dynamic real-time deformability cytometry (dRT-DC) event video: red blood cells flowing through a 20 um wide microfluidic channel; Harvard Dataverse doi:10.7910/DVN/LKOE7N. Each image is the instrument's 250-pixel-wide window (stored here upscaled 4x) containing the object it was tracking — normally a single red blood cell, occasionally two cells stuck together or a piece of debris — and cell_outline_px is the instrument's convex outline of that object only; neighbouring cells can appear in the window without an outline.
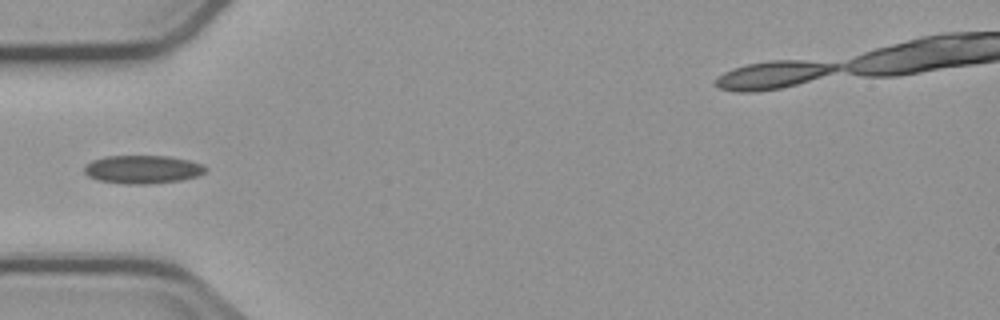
{"species": "common noctule bat (a hibernating species)", "species_latin": "Nyctalus noctula", "temperature_condition": "cold", "stored_images_in_passage": 5, "camera_frame_rate_fps": 3000, "um_per_image_px": 0.085, "animal": {"sex": "male", "body_mass_g": 23.1, "forearm_length_mm": 52.7}, "frame": {"image": 1, "passage_image": 5, "time_ms": 4.667, "image_size_px": [1000, 320], "cell_outline_px": [[208, 168], [200, 176], [180, 180], [148, 184], [128, 184], [100, 180], [88, 176], [84, 172], [84, 168], [92, 160], [104, 156], [168, 156], [188, 160], [204, 164]], "centroid_in_image_um": [12.16, 14.39], "position_along_channel_um": 72.8, "area_um2": 19.94}}